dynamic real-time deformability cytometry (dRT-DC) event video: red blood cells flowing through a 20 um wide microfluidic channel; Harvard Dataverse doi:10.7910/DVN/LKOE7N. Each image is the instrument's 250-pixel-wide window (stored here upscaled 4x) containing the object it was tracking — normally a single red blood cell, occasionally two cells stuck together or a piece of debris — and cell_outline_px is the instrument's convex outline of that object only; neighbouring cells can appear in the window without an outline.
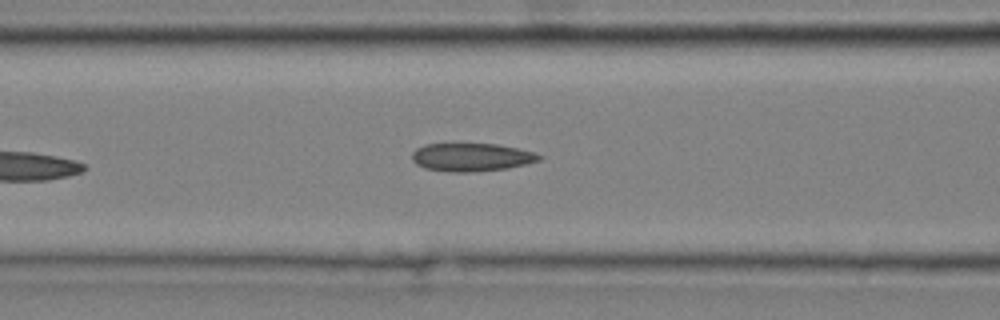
{"species": "common noctule bat (a hibernating species)", "species_latin": "Nyctalus noctula", "temperature_condition": "cold", "stored_images_in_passage": 7, "camera_frame_rate_fps": 3000, "um_per_image_px": 0.085, "animal": {"sex": "male", "body_mass_g": 20.4}, "frame": {"image": 1, "passage_image": 7, "time_ms": 2.0, "image_size_px": [1000, 320], "cell_outline_px": [[544, 156], [540, 160], [528, 164], [508, 168], [472, 172], [452, 172], [424, 168], [416, 164], [412, 160], [412, 152], [416, 148], [424, 144], [496, 144], [516, 148], [532, 152]], "centroid_in_image_um": [40.06, 13.37], "position_along_channel_um": 126.5, "area_um2": 20.87}}